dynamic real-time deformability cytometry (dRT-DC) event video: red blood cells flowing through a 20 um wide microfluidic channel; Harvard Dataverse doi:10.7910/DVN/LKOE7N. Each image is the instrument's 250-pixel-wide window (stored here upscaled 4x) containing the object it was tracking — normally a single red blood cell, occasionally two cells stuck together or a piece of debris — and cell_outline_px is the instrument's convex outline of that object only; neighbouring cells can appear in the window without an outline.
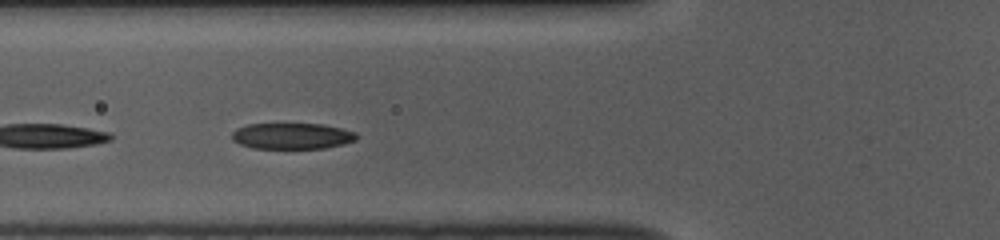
{"species": "common noctule bat (a hibernating species)", "species_latin": "Nyctalus noctula", "temperature_condition": "room temperature", "stored_images_in_passage": 46, "segment_of_instrument_passage": [2, 2], "camera_frame_rate_fps": 3000, "um_per_image_px": 0.085, "animal": {"sex": "female", "body_mass_g": 10.0, "forearm_length_mm": 53.1}, "frame": {"image": 1, "passage_image": 13, "time_ms": 4.0, "image_size_px": [1000, 240], "cell_outline_px": [[360, 136], [356, 140], [344, 144], [324, 148], [252, 148], [240, 144], [232, 140], [232, 132], [236, 128], [248, 124], [324, 124], [356, 132]], "centroid_in_image_um": [24.84, 11.56], "position_along_channel_um": 101.0, "area_um2": 19.02}}
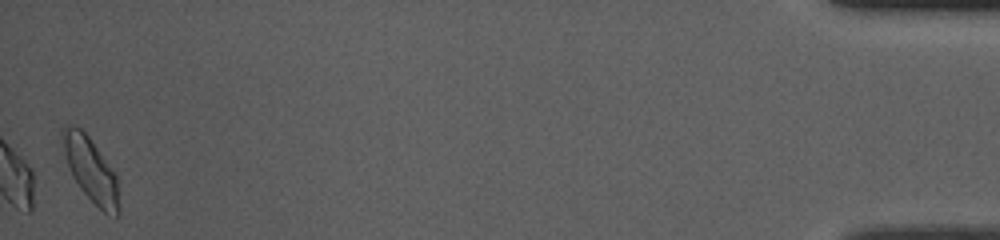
{"frame": {"image": 2, "passage_image": 46, "time_ms": 15.0, "image_size_px": [1000, 240], "cell_outline_px": [[120, 212], [116, 216], [104, 212], [80, 188], [72, 176], [60, 140], [60, 128], [64, 124], [72, 124], [80, 128], [88, 136], [116, 176], [120, 208]], "centroid_in_image_um": [7.66, 14.37], "position_along_channel_um": 427.5, "area_um2": 20.81}}